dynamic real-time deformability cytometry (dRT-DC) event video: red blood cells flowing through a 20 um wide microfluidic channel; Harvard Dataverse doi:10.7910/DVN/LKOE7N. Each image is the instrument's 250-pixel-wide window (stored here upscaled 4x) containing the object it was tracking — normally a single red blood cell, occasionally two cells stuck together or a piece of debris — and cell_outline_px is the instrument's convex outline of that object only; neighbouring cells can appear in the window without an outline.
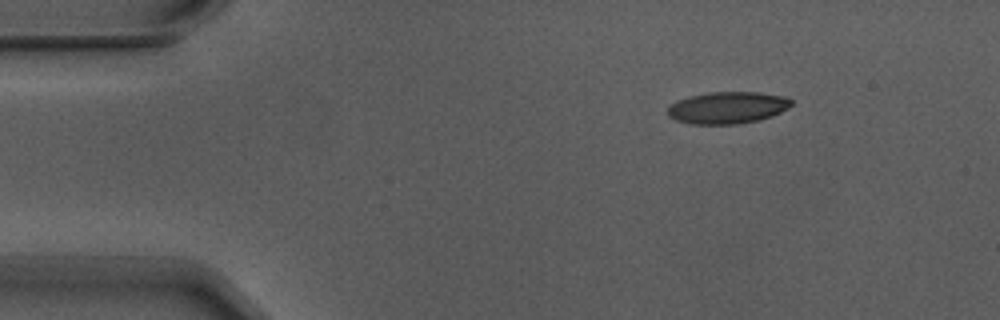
{"species": "Egyptian fruit bat (a non-hibernating species)", "species_latin": "Rousettus aegyptiacus", "temperature_condition": "warm", "stored_images_in_passage": 5, "camera_frame_rate_fps": 3000, "um_per_image_px": 0.085, "animal": {"sex": "male"}, "frame": {"image": 1, "passage_image": 3, "time_ms": 0.667, "image_size_px": [1000, 320], "cell_outline_px": [[792, 104], [788, 108], [772, 116], [760, 120], [736, 124], [688, 124], [676, 120], [668, 116], [668, 104], [688, 96], [708, 92], [756, 92], [784, 96], [792, 100]], "centroid_in_image_um": [61.81, 9.15], "position_along_channel_um": 23.2, "area_um2": 23.18}}
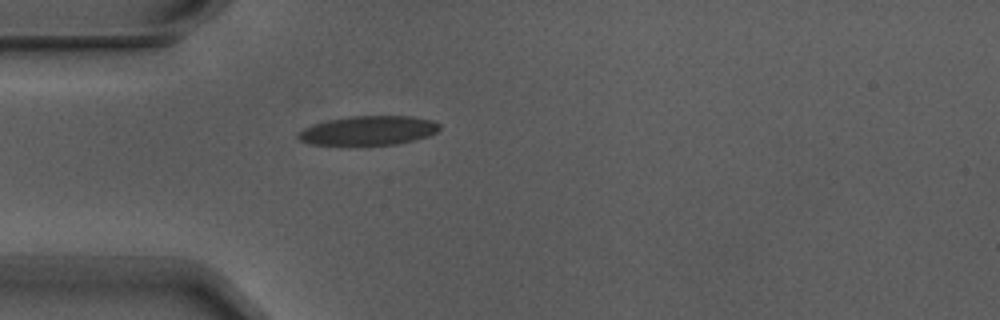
{"frame": {"image": 2, "passage_image": 5, "time_ms": 1.333, "image_size_px": [1000, 320], "cell_outline_px": [[440, 128], [436, 132], [428, 136], [396, 144], [356, 148], [312, 144], [300, 140], [296, 136], [304, 128], [312, 124], [328, 120], [352, 116], [412, 116], [432, 120], [440, 124]], "centroid_in_image_um": [31.28, 11.14], "position_along_channel_um": 53.7, "area_um2": 24.91}}